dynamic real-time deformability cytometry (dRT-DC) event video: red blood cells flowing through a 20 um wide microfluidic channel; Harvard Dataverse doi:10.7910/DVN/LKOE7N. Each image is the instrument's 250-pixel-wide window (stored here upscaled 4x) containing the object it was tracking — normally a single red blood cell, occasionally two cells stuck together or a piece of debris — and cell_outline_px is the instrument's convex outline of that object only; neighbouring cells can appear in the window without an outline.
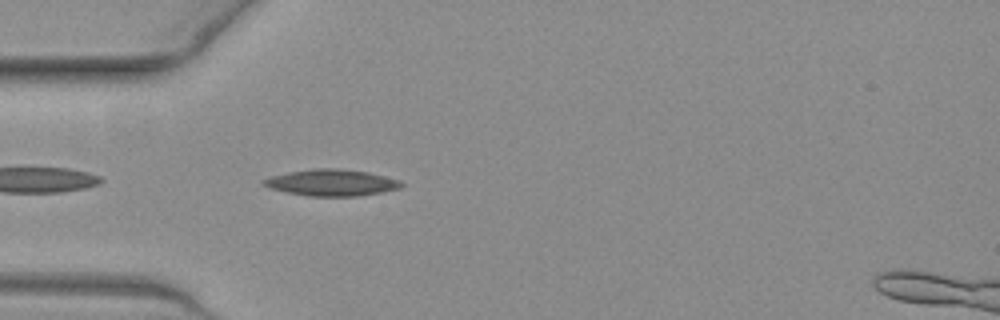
{"species": "common noctule bat (a hibernating species)", "species_latin": "Nyctalus noctula", "temperature_condition": "warm", "stored_images_in_passage": 32, "camera_frame_rate_fps": 3000, "um_per_image_px": 0.085, "animal": {"sex": "female", "body_mass_g": 19.3, "forearm_length_mm": 54.1}, "frame": {"image": 1, "passage_image": 2, "time_ms": 0.333, "image_size_px": [1000, 320], "cell_outline_px": [[404, 184], [400, 188], [360, 196], [308, 196], [288, 192], [272, 188], [260, 184], [260, 180], [272, 176], [288, 172], [312, 168], [336, 168], [368, 172], [400, 180]], "centroid_in_image_um": [28.17, 15.52], "position_along_channel_um": 56.8, "area_um2": 21.21}}
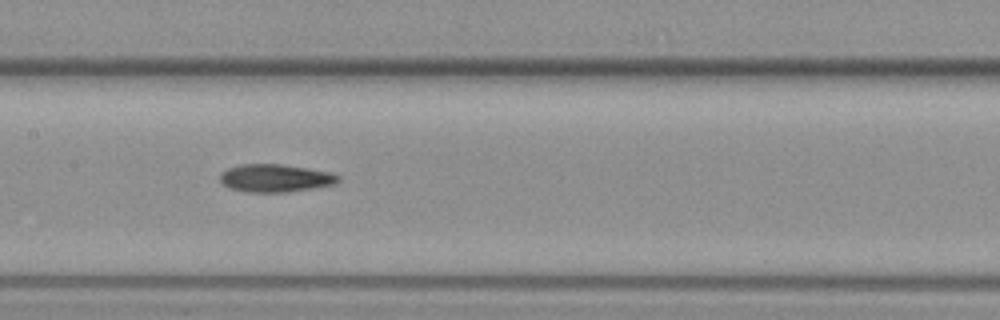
{"frame": {"image": 2, "passage_image": 12, "time_ms": 3.667, "image_size_px": [1000, 320], "cell_outline_px": [[340, 180], [332, 184], [312, 188], [284, 192], [248, 192], [228, 188], [220, 180], [220, 172], [228, 168], [240, 164], [284, 164], [308, 168], [328, 172], [340, 176]], "centroid_in_image_um": [23.35, 15.13], "position_along_channel_um": 184.0, "area_um2": 19.07}}
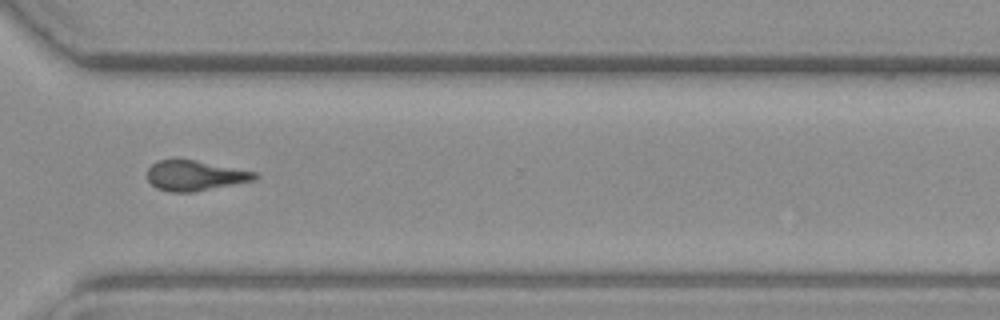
{"frame": {"image": 3, "passage_image": 25, "time_ms": 8.0, "image_size_px": [1000, 320], "cell_outline_px": [[260, 176], [256, 180], [192, 192], [168, 192], [156, 188], [148, 180], [148, 168], [156, 160], [176, 156], [256, 172]], "centroid_in_image_um": [16.53, 14.89], "position_along_channel_um": 354.1, "area_um2": 19.42}, "authors_computed_cell_mechanics": {"area_um2": 19.4208, "velocity_mm_per_s": 3.9279, "shape_relaxation_time_tau1_ms": null, "shape_relaxation_time_tau2_ms": 8.261, "deformation_change_tau1": null, "deformation_change_tau2": 0.2235}}